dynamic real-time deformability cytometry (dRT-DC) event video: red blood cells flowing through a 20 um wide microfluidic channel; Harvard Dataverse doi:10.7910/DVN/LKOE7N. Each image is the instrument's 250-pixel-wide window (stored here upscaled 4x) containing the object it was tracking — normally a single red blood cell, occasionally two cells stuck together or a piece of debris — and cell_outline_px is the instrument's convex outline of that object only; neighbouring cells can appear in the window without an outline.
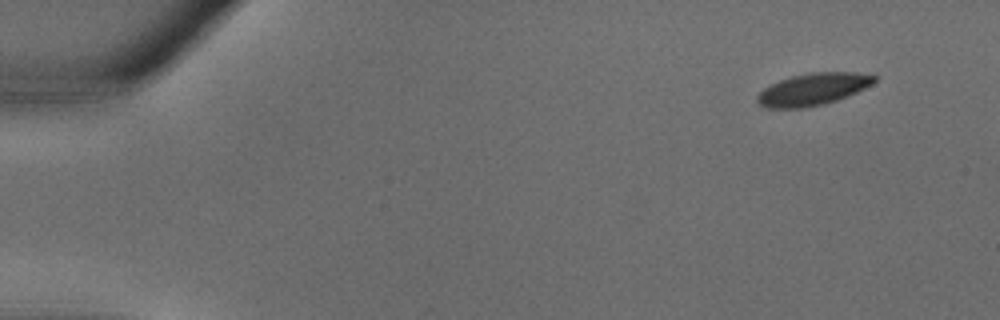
{"species": "common noctule bat (a hibernating species)", "species_latin": "Nyctalus noctula", "temperature_condition": "warm", "stored_images_in_passage": 4, "camera_frame_rate_fps": 3000, "um_per_image_px": 0.085, "animal": {"sex": "male", "body_mass_g": 18.8}, "frame": {"image": 1, "passage_image": 1, "time_ms": 0.0, "image_size_px": [1000, 320], "cell_outline_px": [[876, 80], [872, 84], [856, 92], [836, 100], [824, 104], [804, 108], [764, 108], [756, 104], [756, 96], [764, 88], [780, 80], [792, 76], [812, 72], [856, 72], [876, 76]], "centroid_in_image_um": [69.06, 7.6], "position_along_channel_um": 15.9, "area_um2": 21.85}}